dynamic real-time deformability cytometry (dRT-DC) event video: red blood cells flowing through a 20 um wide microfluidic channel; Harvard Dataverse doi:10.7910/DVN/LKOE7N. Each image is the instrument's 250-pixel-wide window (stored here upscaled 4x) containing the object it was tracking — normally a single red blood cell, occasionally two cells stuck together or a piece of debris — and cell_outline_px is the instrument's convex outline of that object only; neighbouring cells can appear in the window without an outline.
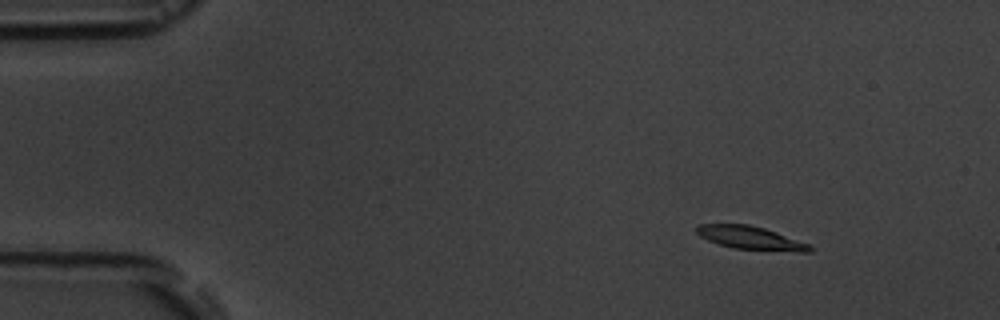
{"species": "common noctule bat (a hibernating species)", "species_latin": "Nyctalus noctula", "temperature_condition": "room temperature", "stored_images_in_passage": 5, "camera_frame_rate_fps": 3000, "um_per_image_px": 0.085, "animal": {"sex": "male", "body_mass_g": 19.5, "forearm_length_mm": 54.6}, "frame": {"image": 1, "passage_image": 3, "time_ms": 2.0, "image_size_px": [1000, 320], "cell_outline_px": [[812, 252], [800, 252], [732, 248], [708, 240], [700, 236], [696, 232], [696, 224], [748, 224], [764, 228], [812, 244]], "centroid_in_image_um": [63.84, 20.22], "position_along_channel_um": 21.2, "area_um2": 15.37}}